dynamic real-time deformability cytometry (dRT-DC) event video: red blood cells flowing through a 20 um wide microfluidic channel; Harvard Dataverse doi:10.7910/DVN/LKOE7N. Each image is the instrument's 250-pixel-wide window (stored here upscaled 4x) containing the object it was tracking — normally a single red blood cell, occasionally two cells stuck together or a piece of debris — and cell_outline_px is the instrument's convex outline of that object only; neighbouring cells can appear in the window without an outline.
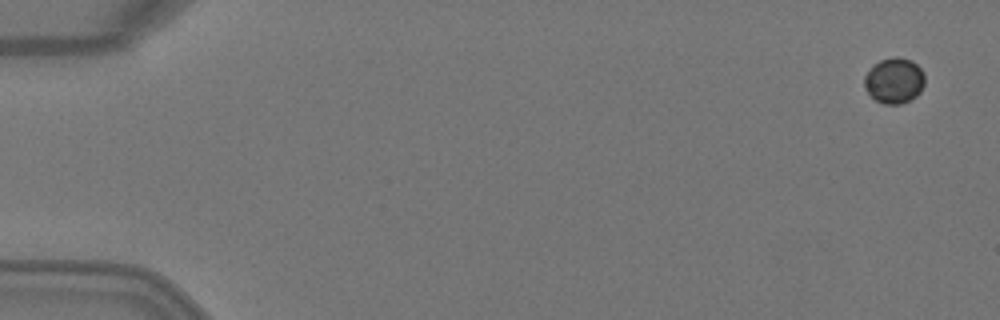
{"species": "Egyptian fruit bat (a non-hibernating species)", "species_latin": "Rousettus aegyptiacus", "temperature_condition": "warm", "stored_images_in_passage": 4, "camera_frame_rate_fps": 3000, "um_per_image_px": 0.085, "animal": {"sex": "female"}, "frame": {"image": 1, "passage_image": 1, "time_ms": 0.0, "image_size_px": [1000, 320], "cell_outline_px": [[924, 84], [920, 92], [916, 96], [900, 104], [884, 104], [876, 100], [868, 92], [864, 84], [864, 76], [880, 60], [896, 56], [912, 60], [924, 72]], "centroid_in_image_um": [76.03, 6.85], "position_along_channel_um": 9.0, "area_um2": 15.84}}